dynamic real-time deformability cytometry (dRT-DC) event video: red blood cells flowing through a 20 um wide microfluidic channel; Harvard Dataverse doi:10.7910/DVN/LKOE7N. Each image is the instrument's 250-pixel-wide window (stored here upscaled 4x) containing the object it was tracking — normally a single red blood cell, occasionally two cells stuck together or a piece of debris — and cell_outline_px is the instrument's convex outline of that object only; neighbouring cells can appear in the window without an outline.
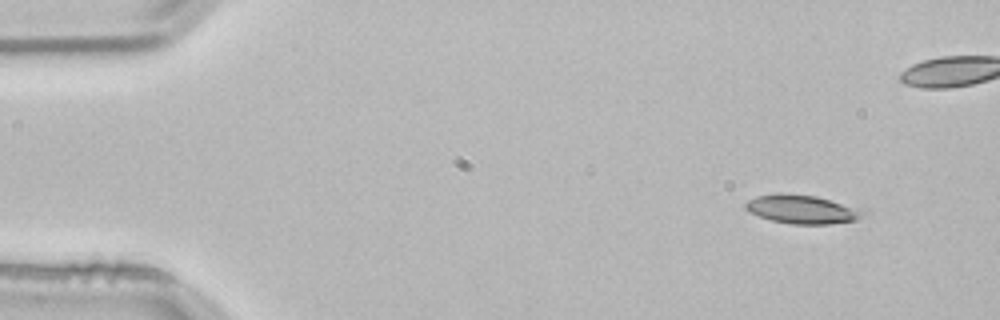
{"species": "common noctule bat (a hibernating species)", "species_latin": "Nyctalus noctula", "temperature_condition": "room temperature", "stored_images_in_passage": 5, "camera_frame_rate_fps": 3000, "um_per_image_px": 0.085, "animal": {"sex": "male", "body_mass_g": 21.5, "forearm_length_mm": 52.0}, "frame": {"image": 1, "passage_image": 1, "time_ms": 0.0, "image_size_px": [1000, 320], "cell_outline_px": [[868, 216], [856, 220], [828, 224], [792, 224], [772, 220], [748, 212], [744, 208], [744, 204], [748, 200], [756, 196], [776, 192], [780, 192], [816, 196], [868, 212]], "centroid_in_image_um": [68.14, 17.78], "position_along_channel_um": 16.9, "area_um2": 19.71}}
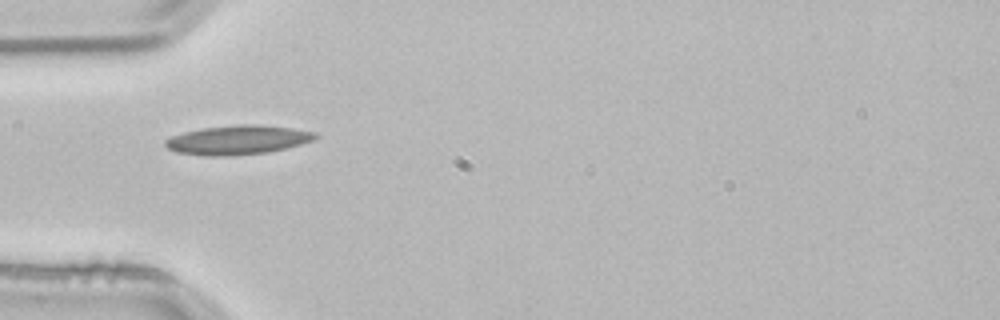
{"frame": {"image": 2, "passage_image": 4, "time_ms": 1.0, "image_size_px": [1000, 320], "cell_outline_px": [[320, 136], [312, 140], [300, 144], [268, 152], [228, 156], [204, 156], [176, 152], [168, 148], [164, 144], [164, 140], [172, 136], [184, 132], [204, 128], [240, 124], [260, 124], [292, 128], [316, 132]], "centroid_in_image_um": [20.2, 11.89], "position_along_channel_um": 64.8, "area_um2": 25.49}}